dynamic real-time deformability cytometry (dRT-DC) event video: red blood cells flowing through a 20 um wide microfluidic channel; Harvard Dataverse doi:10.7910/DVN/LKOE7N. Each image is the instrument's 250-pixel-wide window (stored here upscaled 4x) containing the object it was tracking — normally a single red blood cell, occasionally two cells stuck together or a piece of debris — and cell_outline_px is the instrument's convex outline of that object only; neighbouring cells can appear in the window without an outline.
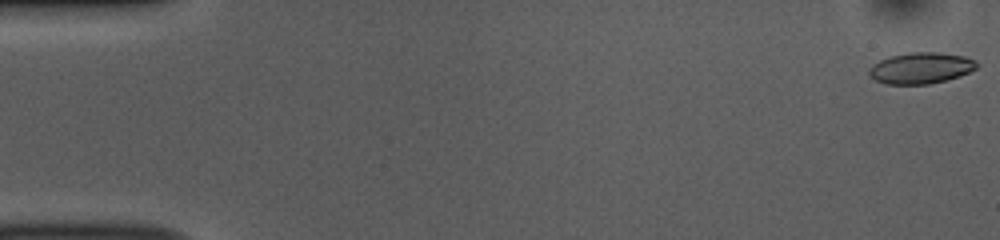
{"species": "common noctule bat (a hibernating species)", "species_latin": "Nyctalus noctula", "temperature_condition": "room temperature", "stored_images_in_passage": 52, "camera_frame_rate_fps": 3000, "um_per_image_px": 0.085, "animal": {"sex": "female", "body_mass_g": 10.0, "forearm_length_mm": 53.1}, "frame": {"image": 1, "passage_image": 1, "time_ms": 0.0, "image_size_px": [1000, 240], "cell_outline_px": [[980, 64], [976, 68], [960, 76], [928, 84], [884, 84], [876, 80], [868, 72], [868, 68], [872, 64], [888, 56], [908, 52], [940, 52], [964, 56], [976, 60]], "centroid_in_image_um": [78.27, 5.77], "position_along_channel_um": 6.7, "area_um2": 19.71}}
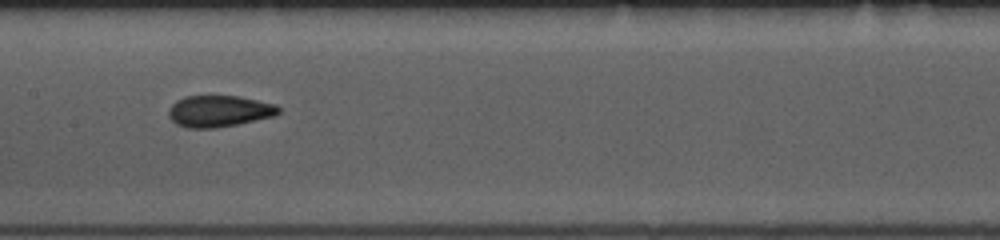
{"frame": {"image": 2, "passage_image": 26, "time_ms": 8.333, "image_size_px": [1000, 240], "cell_outline_px": [[280, 112], [272, 116], [236, 124], [216, 128], [188, 128], [176, 124], [168, 116], [168, 112], [172, 104], [176, 100], [184, 96], [236, 96], [276, 104], [280, 108]], "centroid_in_image_um": [18.58, 9.44], "position_along_channel_um": 188.8, "area_um2": 20.0}}
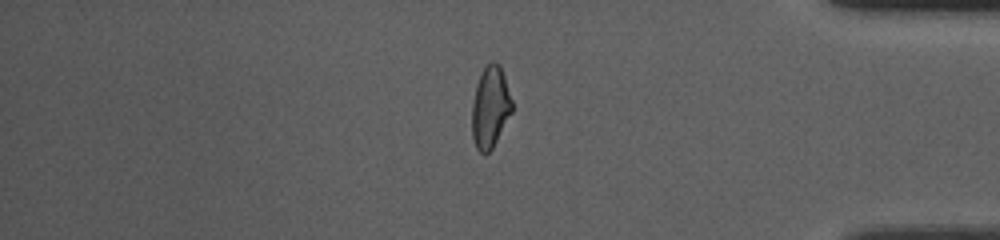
{"frame": {"image": 3, "passage_image": 44, "time_ms": 14.333, "image_size_px": [1000, 240], "cell_outline_px": [[512, 112], [492, 148], [488, 152], [480, 152], [476, 148], [472, 136], [472, 104], [476, 84], [480, 72], [492, 60], [500, 64], [512, 100]], "centroid_in_image_um": [41.66, 9.08], "position_along_channel_um": 393.5, "area_um2": 18.96}, "authors_computed_cell_mechanics": {"area_um2": 19.6809, "velocity_mm_per_s": 3.8698, "shape_relaxation_time_tau1_ms": 9.5748, "shape_relaxation_time_tau2_ms": 1.7965, "deformation_change_tau1": 0.2189, "deformation_change_tau2": 0.0823}}